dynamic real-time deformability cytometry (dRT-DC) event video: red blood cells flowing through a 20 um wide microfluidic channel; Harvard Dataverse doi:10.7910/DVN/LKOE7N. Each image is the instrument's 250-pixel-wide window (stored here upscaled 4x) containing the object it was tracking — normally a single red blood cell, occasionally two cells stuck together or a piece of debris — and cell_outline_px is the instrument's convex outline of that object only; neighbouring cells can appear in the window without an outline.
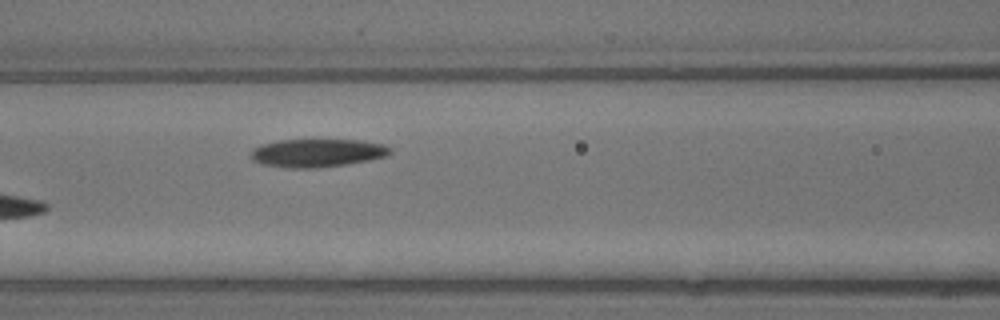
{"species": "common noctule bat (a hibernating species)", "species_latin": "Nyctalus noctula", "temperature_condition": "warm", "stored_images_in_passage": 7, "segment_of_instrument_passage": [1, 2], "camera_frame_rate_fps": 3000, "um_per_image_px": 0.085, "animal": {"sex": "male", "body_mass_g": 13.3}, "frame": {"image": 1, "passage_image": 6, "time_ms": 1.667, "image_size_px": [1000, 320], "cell_outline_px": [[392, 152], [388, 156], [368, 160], [344, 164], [316, 168], [284, 168], [260, 164], [252, 160], [252, 148], [260, 144], [280, 140], [360, 140], [384, 144], [392, 148]], "centroid_in_image_um": [26.96, 13.0], "position_along_channel_um": 139.6, "area_um2": 23.0}}